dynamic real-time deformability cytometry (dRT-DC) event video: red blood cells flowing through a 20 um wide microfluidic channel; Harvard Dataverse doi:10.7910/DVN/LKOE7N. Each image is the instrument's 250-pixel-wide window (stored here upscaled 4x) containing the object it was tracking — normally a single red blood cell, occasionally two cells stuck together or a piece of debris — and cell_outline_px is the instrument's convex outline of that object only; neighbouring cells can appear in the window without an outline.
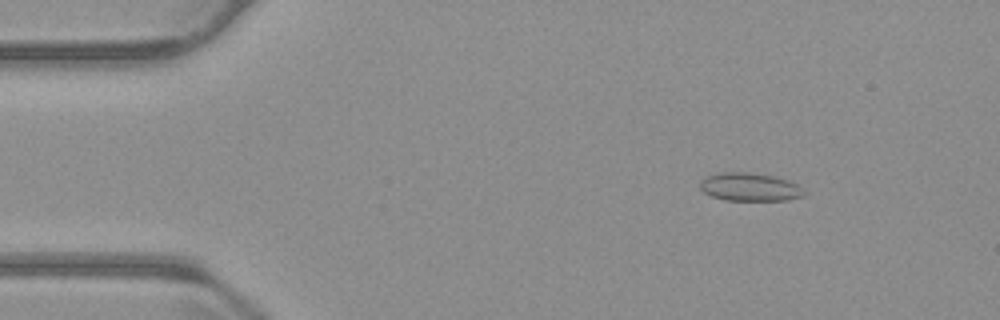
{"species": "common noctule bat (a hibernating species)", "species_latin": "Nyctalus noctula", "temperature_condition": "warm", "stored_images_in_passage": 56, "camera_frame_rate_fps": 3000, "um_per_image_px": 0.085, "animal": {"sex": "male", "body_mass_g": 23.1, "forearm_length_mm": 52.7}, "frame": {"image": 1, "passage_image": 8, "time_ms": 2.333, "image_size_px": [1000, 320], "cell_outline_px": [[804, 196], [788, 200], [724, 200], [712, 196], [704, 192], [700, 188], [700, 184], [704, 176], [720, 172], [748, 172], [772, 176], [788, 180], [796, 184], [804, 192]], "centroid_in_image_um": [63.69, 15.89], "position_along_channel_um": 21.3, "area_um2": 16.99}}
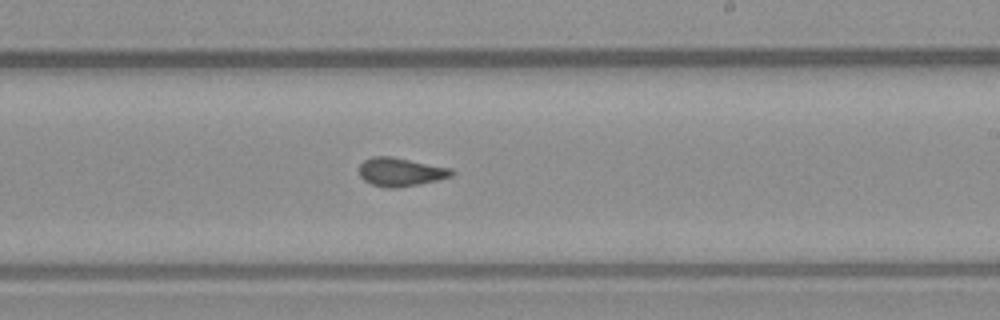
{"frame": {"image": 2, "passage_image": 33, "time_ms": 10.667, "image_size_px": [1000, 320], "cell_outline_px": [[456, 172], [452, 176], [436, 180], [396, 188], [388, 188], [372, 184], [364, 180], [360, 176], [360, 164], [364, 160], [372, 156], [392, 156], [452, 168]], "centroid_in_image_um": [34.06, 14.6], "position_along_channel_um": 254.9, "area_um2": 15.32}}
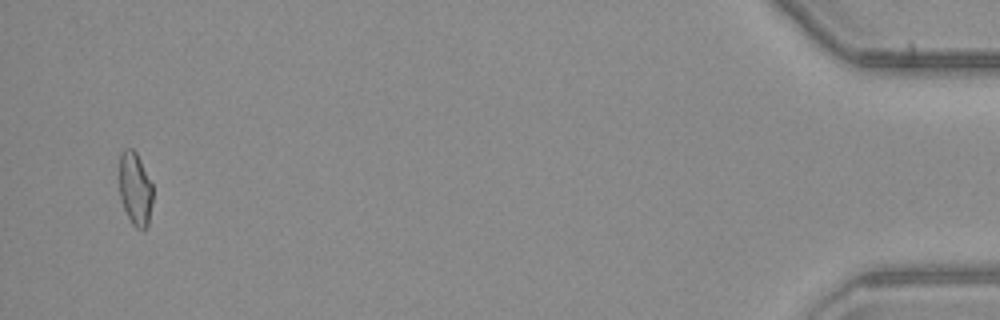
{"frame": {"image": 3, "passage_image": 54, "time_ms": 17.667, "image_size_px": [1000, 320], "cell_outline_px": [[152, 204], [148, 224], [144, 228], [136, 228], [132, 224], [124, 208], [120, 196], [120, 152], [124, 148], [132, 148], [136, 152], [152, 184]], "centroid_in_image_um": [11.49, 16.03], "position_along_channel_um": 423.7, "area_um2": 14.1}, "authors_computed_cell_mechanics": {"area_um2": 15.2881, "velocity_mm_per_s": 3.7421, "shape_relaxation_time_tau1_ms": null, "shape_relaxation_time_tau2_ms": 1.3949, "deformation_change_tau1": null, "deformation_change_tau2": 0.0643}}